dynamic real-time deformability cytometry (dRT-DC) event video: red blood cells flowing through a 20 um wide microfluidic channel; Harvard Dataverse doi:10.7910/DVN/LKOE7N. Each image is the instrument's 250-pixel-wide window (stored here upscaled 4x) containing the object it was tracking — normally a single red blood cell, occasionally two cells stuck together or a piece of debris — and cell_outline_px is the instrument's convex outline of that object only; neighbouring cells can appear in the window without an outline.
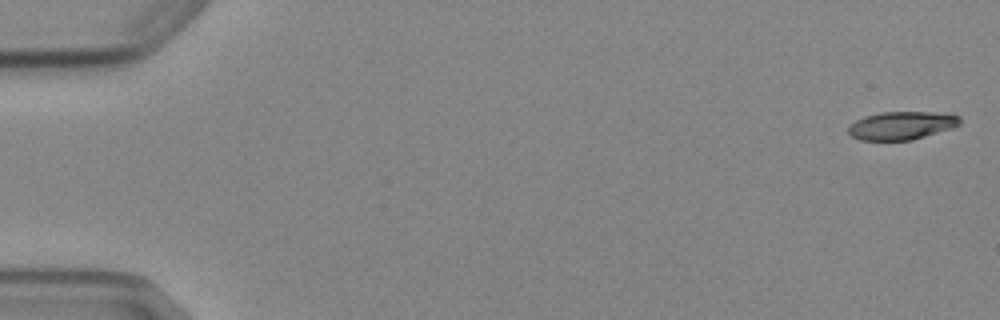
{"species": "Egyptian fruit bat (a non-hibernating species)", "species_latin": "Rousettus aegyptiacus", "temperature_condition": "cold", "stored_images_in_passage": 6, "camera_frame_rate_fps": 3000, "um_per_image_px": 0.085, "animal": {"sex": "female"}, "frame": {"image": 1, "passage_image": 1, "time_ms": 0.0, "image_size_px": [1000, 320], "cell_outline_px": [[960, 124], [952, 128], [912, 140], [860, 140], [852, 136], [848, 132], [848, 124], [864, 116], [880, 112], [952, 112], [960, 116]], "centroid_in_image_um": [76.66, 10.65], "position_along_channel_um": 8.3, "area_um2": 18.55}}
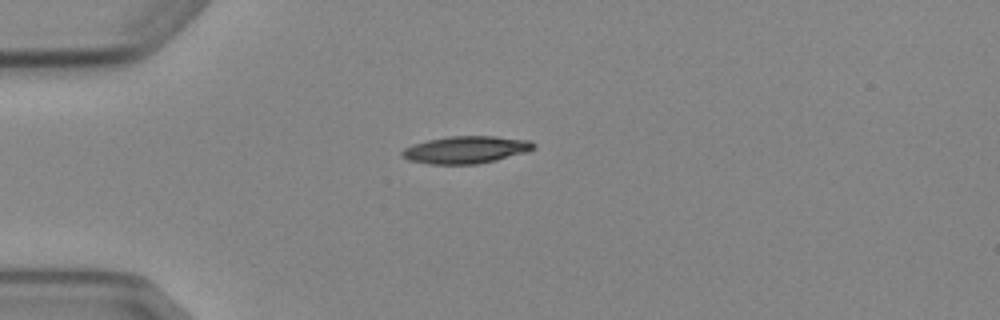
{"frame": {"image": 2, "passage_image": 4, "time_ms": 4.333, "image_size_px": [1000, 320], "cell_outline_px": [[536, 148], [528, 152], [496, 160], [476, 164], [428, 164], [408, 160], [400, 156], [400, 152], [404, 148], [412, 144], [428, 140], [448, 136], [496, 136], [532, 140], [536, 144]], "centroid_in_image_um": [39.62, 12.72], "position_along_channel_um": 45.4, "area_um2": 21.27}}
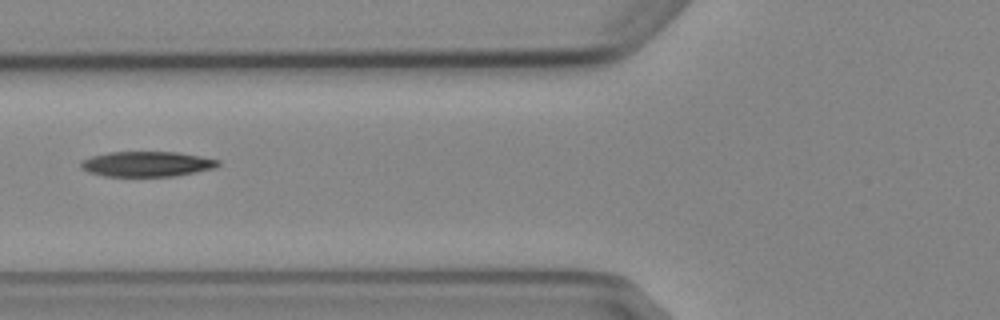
{"frame": {"image": 3, "passage_image": 6, "time_ms": 6.667, "image_size_px": [1000, 320], "cell_outline_px": [[220, 164], [216, 168], [176, 176], [104, 176], [88, 172], [80, 168], [80, 160], [92, 156], [108, 152], [176, 152], [200, 156], [220, 160]], "centroid_in_image_um": [12.47, 13.94], "position_along_channel_um": 113.3, "area_um2": 20.29}}